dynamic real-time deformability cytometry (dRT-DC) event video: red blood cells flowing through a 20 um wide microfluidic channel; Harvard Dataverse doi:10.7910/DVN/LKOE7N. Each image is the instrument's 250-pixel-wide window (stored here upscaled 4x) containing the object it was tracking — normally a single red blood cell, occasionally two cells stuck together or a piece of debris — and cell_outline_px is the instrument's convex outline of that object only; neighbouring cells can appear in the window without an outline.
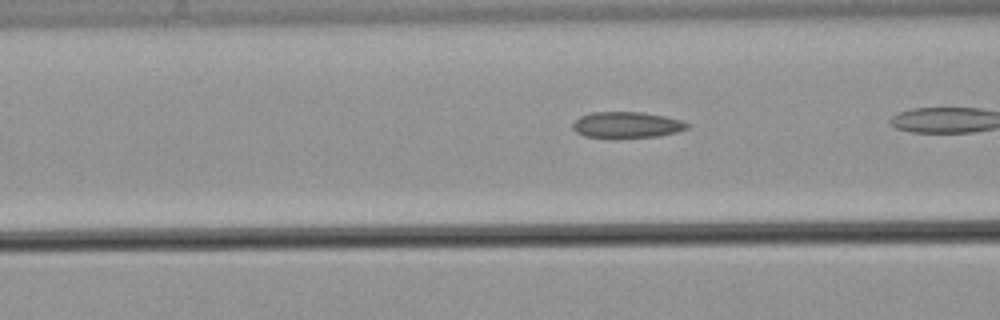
{"species": "common noctule bat (a hibernating species)", "species_latin": "Nyctalus noctula", "temperature_condition": "warm", "stored_images_in_passage": 17, "camera_frame_rate_fps": 3000, "um_per_image_px": 0.085, "animal": {"sex": "male", "body_mass_g": 21.5, "forearm_length_mm": 52.0}, "frame": {"image": 1, "passage_image": 6, "time_ms": 1.667, "image_size_px": [1000, 320], "cell_outline_px": [[692, 124], [688, 128], [676, 132], [656, 136], [584, 136], [576, 132], [572, 128], [572, 124], [580, 116], [592, 112], [644, 112], [664, 116], [680, 120]], "centroid_in_image_um": [53.29, 10.58], "position_along_channel_um": 113.3, "area_um2": 16.94}}